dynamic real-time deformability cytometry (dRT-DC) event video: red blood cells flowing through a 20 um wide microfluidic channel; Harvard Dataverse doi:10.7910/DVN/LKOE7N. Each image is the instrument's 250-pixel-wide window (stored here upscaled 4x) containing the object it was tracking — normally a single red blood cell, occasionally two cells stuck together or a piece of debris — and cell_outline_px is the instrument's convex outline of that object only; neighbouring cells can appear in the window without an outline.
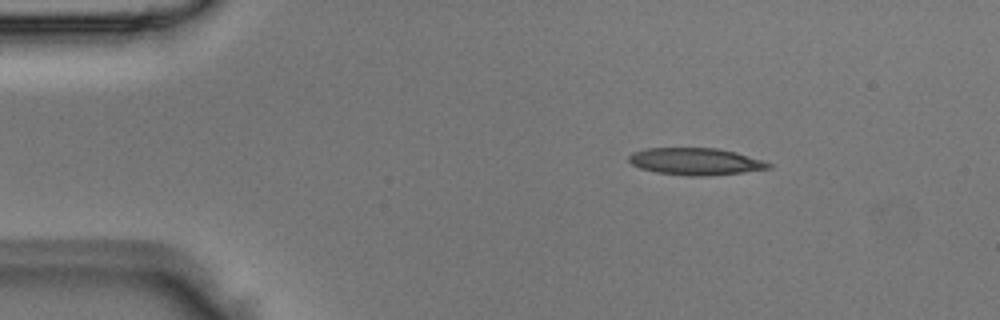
{"species": "Egyptian fruit bat (a non-hibernating species)", "species_latin": "Rousettus aegyptiacus", "temperature_condition": "room temperature", "stored_images_in_passage": 12, "camera_frame_rate_fps": 3000, "um_per_image_px": 0.085, "animal": {"sex": "male"}, "frame": {"image": 1, "passage_image": 6, "time_ms": 1.667, "image_size_px": [1000, 320], "cell_outline_px": [[772, 168], [744, 172], [708, 176], [688, 176], [656, 172], [640, 168], [632, 164], [628, 160], [628, 156], [632, 152], [644, 148], [716, 148], [736, 152], [764, 160], [772, 164]], "centroid_in_image_um": [59.13, 13.72], "position_along_channel_um": 25.9, "area_um2": 22.2}}